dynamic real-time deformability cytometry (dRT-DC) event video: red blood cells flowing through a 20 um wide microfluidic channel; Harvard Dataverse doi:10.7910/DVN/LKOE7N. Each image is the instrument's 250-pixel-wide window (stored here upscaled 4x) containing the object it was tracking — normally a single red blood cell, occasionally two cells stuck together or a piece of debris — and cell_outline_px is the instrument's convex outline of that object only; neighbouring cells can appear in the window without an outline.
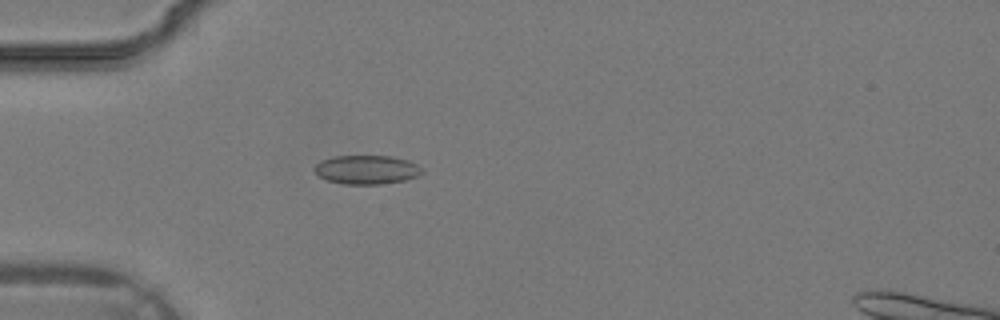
{"species": "common noctule bat (a hibernating species)", "species_latin": "Nyctalus noctula", "temperature_condition": "warm", "stored_images_in_passage": 35, "camera_frame_rate_fps": 3000, "um_per_image_px": 0.085, "animal": {"sex": "male", "body_mass_g": 19.2, "forearm_length_mm": 51.8}, "frame": {"image": 1, "passage_image": 10, "time_ms": 3.0, "image_size_px": [1000, 320], "cell_outline_px": [[424, 172], [416, 176], [404, 180], [380, 184], [344, 184], [328, 180], [320, 176], [312, 168], [320, 160], [332, 156], [392, 156], [408, 160], [416, 164]], "centroid_in_image_um": [31.14, 14.41], "position_along_channel_um": 53.9, "area_um2": 18.03}}
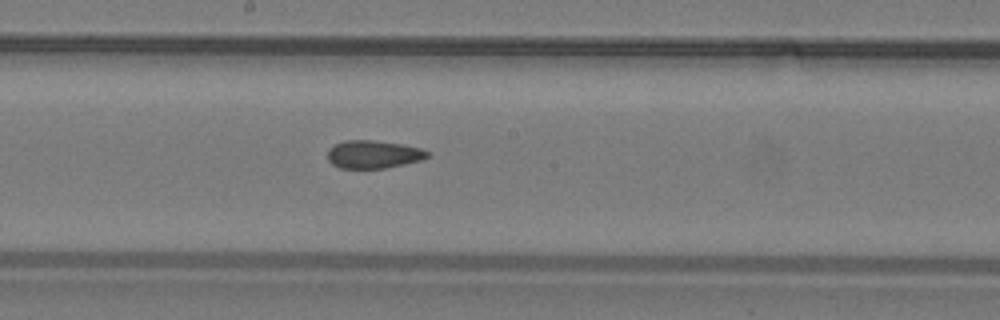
{"frame": {"image": 2, "passage_image": 19, "time_ms": 6.0, "image_size_px": [1000, 320], "cell_outline_px": [[432, 152], [428, 156], [420, 160], [404, 164], [384, 168], [340, 168], [332, 164], [328, 160], [328, 148], [344, 140], [372, 140], [404, 144], [420, 148]], "centroid_in_image_um": [31.74, 13.11], "position_along_channel_um": 216.5, "area_um2": 16.3}}
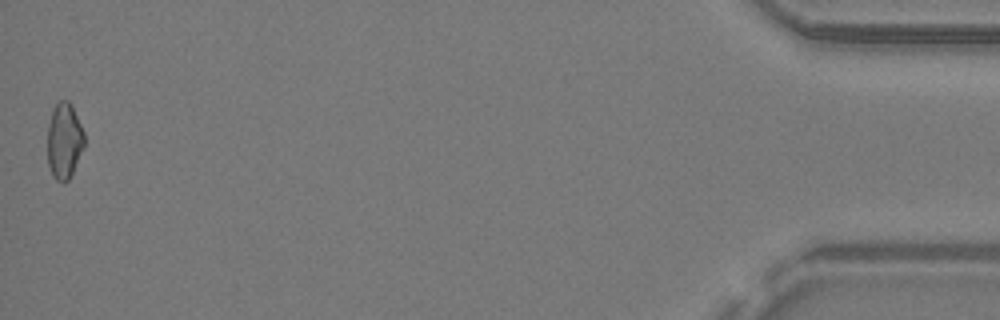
{"frame": {"image": 3, "passage_image": 35, "time_ms": 11.333, "image_size_px": [1000, 320], "cell_outline_px": [[84, 148], [72, 176], [64, 184], [56, 180], [52, 176], [48, 164], [48, 124], [52, 108], [60, 100], [68, 100], [84, 132]], "centroid_in_image_um": [5.46, 12.03], "position_along_channel_um": 429.7, "area_um2": 16.47}}